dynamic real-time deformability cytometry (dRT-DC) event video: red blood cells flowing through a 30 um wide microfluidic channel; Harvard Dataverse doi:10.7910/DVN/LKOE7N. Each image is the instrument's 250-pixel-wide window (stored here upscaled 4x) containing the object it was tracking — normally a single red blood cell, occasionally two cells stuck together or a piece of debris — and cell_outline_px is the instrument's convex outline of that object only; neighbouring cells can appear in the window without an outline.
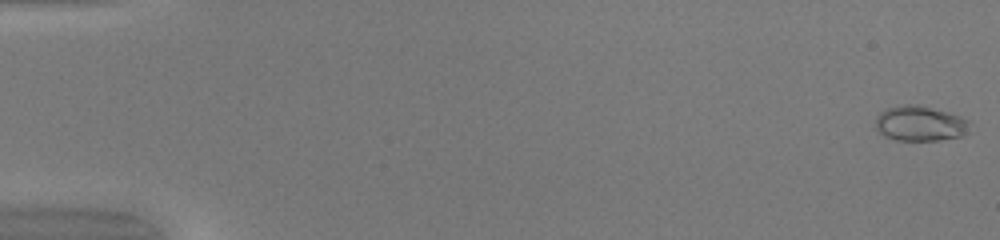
{"species": "common noctule bat (a hibernating species)", "species_latin": "Nyctalus noctula", "temperature_condition": "warm", "stored_images_in_passage": 51, "camera_frame_rate_fps": 3000, "um_per_image_px": 0.085, "animal": {"sex": "female", "body_mass_g": 20.0, "forearm_length_mm": 54.0}, "frame": {"image": 1, "passage_image": 1, "time_ms": 0.0, "image_size_px": [1000, 240], "cell_outline_px": [[968, 120], [960, 136], [940, 140], [896, 140], [884, 136], [876, 128], [876, 116], [880, 112], [888, 108], [904, 104], [916, 104], [948, 112], [960, 116]], "centroid_in_image_um": [78.11, 10.48], "position_along_channel_um": 6.9, "area_um2": 18.84}}
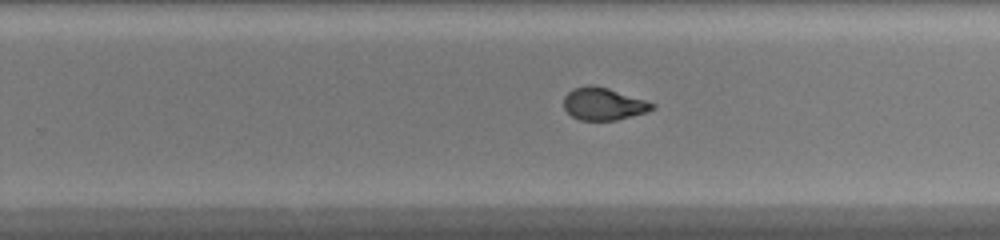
{"frame": {"image": 2, "passage_image": 33, "time_ms": 10.667, "image_size_px": [1000, 240], "cell_outline_px": [[656, 108], [648, 112], [616, 120], [580, 120], [572, 116], [564, 108], [564, 96], [572, 88], [588, 84], [592, 84], [608, 88], [656, 104]], "centroid_in_image_um": [51.29, 8.82], "position_along_channel_um": 278.5, "area_um2": 16.76}}
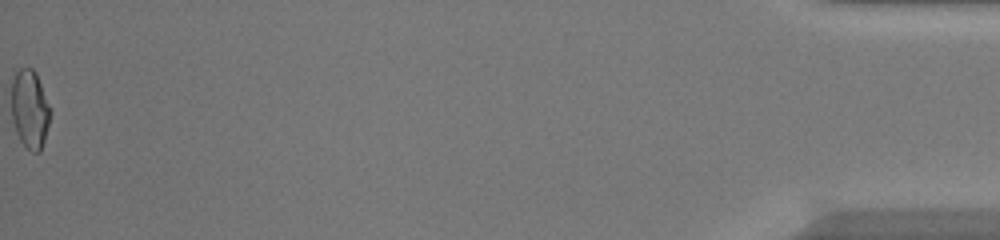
{"frame": {"image": 3, "passage_image": 51, "time_ms": 16.667, "image_size_px": [1000, 240], "cell_outline_px": [[52, 112], [44, 140], [40, 152], [32, 152], [20, 140], [16, 132], [12, 120], [12, 76], [20, 68], [32, 68], [36, 72]], "centroid_in_image_um": [2.54, 9.26], "position_along_channel_um": 432.7, "area_um2": 17.8}, "authors_computed_cell_mechanics": {"area_um2": 17.5134, "velocity_mm_per_s": 4.1896, "shape_relaxation_time_tau1_ms": 4.2632, "shape_relaxation_time_tau2_ms": 0.7875, "deformation_change_tau1": 0.2144, "deformation_change_tau2": 0.0648}}